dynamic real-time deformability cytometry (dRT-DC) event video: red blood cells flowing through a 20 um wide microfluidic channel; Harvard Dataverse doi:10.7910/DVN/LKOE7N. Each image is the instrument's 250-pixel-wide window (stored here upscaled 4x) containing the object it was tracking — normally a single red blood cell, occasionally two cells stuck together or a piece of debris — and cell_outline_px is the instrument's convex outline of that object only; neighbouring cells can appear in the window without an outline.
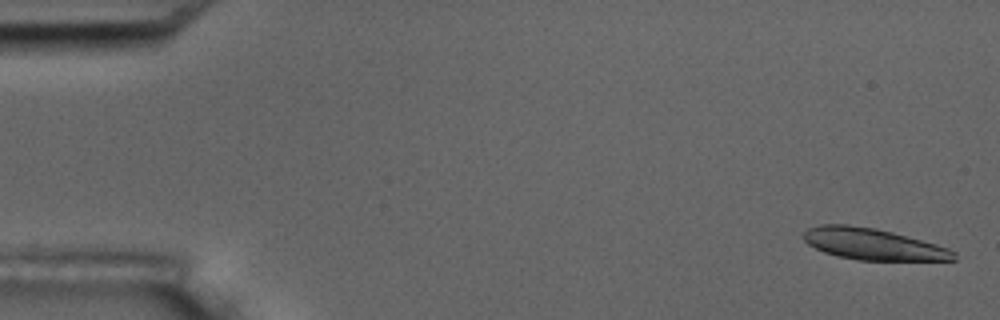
{"species": "common noctule bat (a hibernating species)", "species_latin": "Nyctalus noctula", "temperature_condition": "room temperature", "stored_images_in_passage": 10, "camera_frame_rate_fps": 3000, "um_per_image_px": 0.085, "animal": {"sex": "male", "body_mass_g": 17.5, "forearm_length_mm": 52.3}, "frame": {"image": 1, "passage_image": 1, "time_ms": 0.0, "image_size_px": [1000, 320], "cell_outline_px": [[956, 260], [856, 260], [836, 256], [824, 252], [808, 244], [804, 240], [804, 232], [808, 228], [820, 224], [848, 224], [876, 228], [892, 232], [936, 244], [948, 248], [956, 252]], "centroid_in_image_um": [74.18, 20.75], "position_along_channel_um": 10.8, "area_um2": 27.51}}
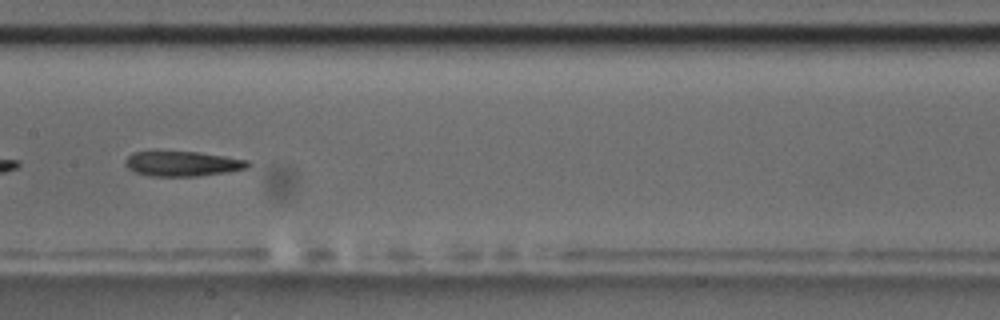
{"frame": {"image": 2, "passage_image": 9, "time_ms": 9.0, "image_size_px": [1000, 320], "cell_outline_px": [[252, 164], [244, 168], [224, 172], [196, 176], [148, 176], [136, 172], [128, 168], [124, 164], [124, 160], [132, 152], [156, 148], [196, 152], [224, 156], [248, 160]], "centroid_in_image_um": [15.38, 13.86], "position_along_channel_um": 192.0, "area_um2": 18.5}}
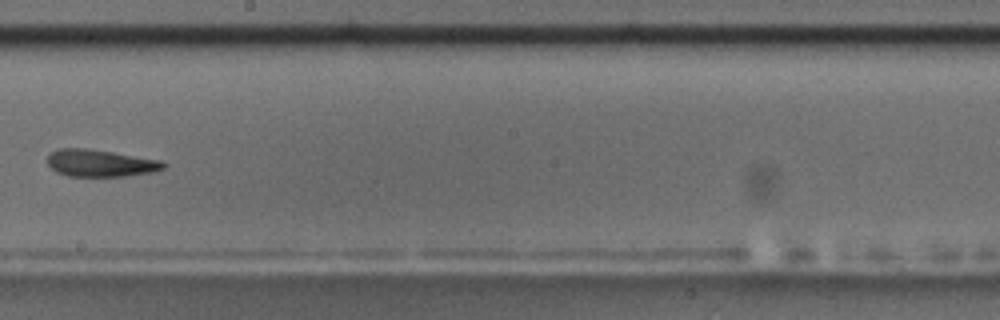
{"frame": {"image": 3, "passage_image": 10, "time_ms": 10.333, "image_size_px": [1000, 320], "cell_outline_px": [[164, 168], [152, 172], [124, 176], [68, 176], [56, 172], [48, 164], [48, 152], [60, 148], [84, 148], [112, 152], [160, 160], [164, 164]], "centroid_in_image_um": [8.47, 13.86], "position_along_channel_um": 239.7, "area_um2": 18.15}}